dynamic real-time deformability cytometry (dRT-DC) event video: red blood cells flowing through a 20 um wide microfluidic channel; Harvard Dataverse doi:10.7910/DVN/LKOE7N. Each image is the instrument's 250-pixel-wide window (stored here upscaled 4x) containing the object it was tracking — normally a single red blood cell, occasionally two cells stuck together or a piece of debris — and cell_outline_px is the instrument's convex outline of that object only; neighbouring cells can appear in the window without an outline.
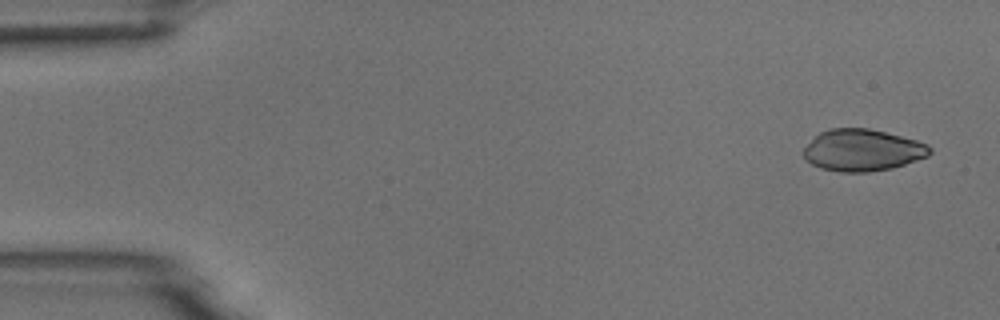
{"species": "common noctule bat (a hibernating species)", "species_latin": "Nyctalus noctula", "temperature_condition": "room temperature", "stored_images_in_passage": 4, "camera_frame_rate_fps": 3000, "um_per_image_px": 0.085, "animal": {"sex": "male", "body_mass_g": 18.8}, "frame": {"image": 1, "passage_image": 1, "time_ms": 0.0, "image_size_px": [1000, 320], "cell_outline_px": [[932, 152], [928, 156], [892, 168], [868, 172], [840, 172], [820, 168], [812, 164], [800, 152], [820, 132], [832, 128], [868, 128], [916, 140], [928, 144], [932, 148]], "centroid_in_image_um": [73.31, 12.77], "position_along_channel_um": 11.7, "area_um2": 30.63}}